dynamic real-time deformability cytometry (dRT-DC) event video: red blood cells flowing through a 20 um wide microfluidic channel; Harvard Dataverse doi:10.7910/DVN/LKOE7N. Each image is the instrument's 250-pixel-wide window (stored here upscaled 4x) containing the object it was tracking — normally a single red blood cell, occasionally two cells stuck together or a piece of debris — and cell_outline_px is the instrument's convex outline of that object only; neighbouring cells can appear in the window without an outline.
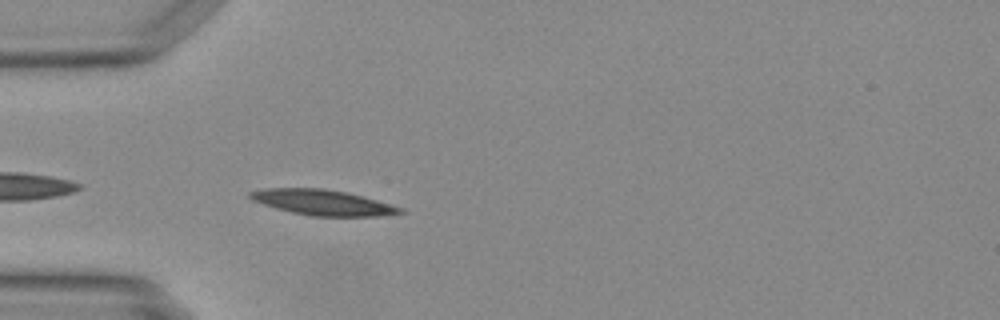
{"species": "Egyptian fruit bat (a non-hibernating species)", "species_latin": "Rousettus aegyptiacus", "temperature_condition": "warm", "stored_images_in_passage": 9, "camera_frame_rate_fps": 3000, "um_per_image_px": 0.085, "animal": {"sex": "female"}, "frame": {"image": 1, "passage_image": 2, "time_ms": 0.333, "image_size_px": [1000, 320], "cell_outline_px": [[404, 212], [376, 216], [312, 216], [292, 212], [276, 208], [252, 200], [248, 196], [248, 192], [264, 188], [324, 188], [344, 192], [376, 200], [404, 208]], "centroid_in_image_um": [27.38, 17.2], "position_along_channel_um": 57.6, "area_um2": 21.96}}
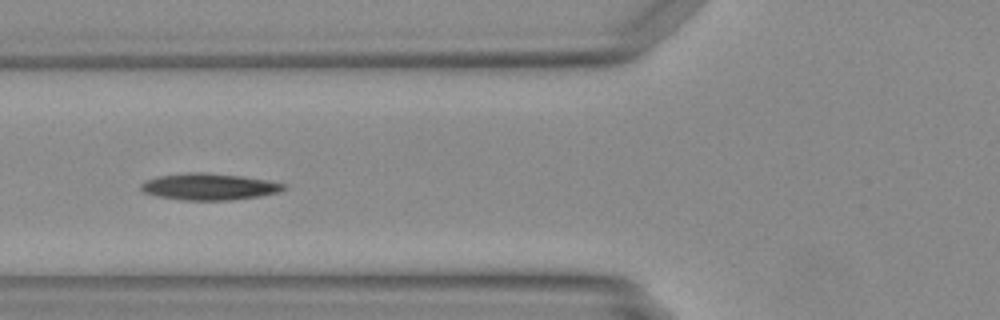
{"frame": {"image": 2, "passage_image": 6, "time_ms": 1.667, "image_size_px": [1000, 320], "cell_outline_px": [[288, 188], [280, 192], [260, 196], [232, 200], [180, 200], [156, 196], [144, 192], [140, 188], [140, 184], [144, 180], [156, 176], [188, 172], [200, 172], [240, 176], [264, 180], [284, 184]], "centroid_in_image_um": [17.72, 15.87], "position_along_channel_um": 108.1, "area_um2": 22.2}}